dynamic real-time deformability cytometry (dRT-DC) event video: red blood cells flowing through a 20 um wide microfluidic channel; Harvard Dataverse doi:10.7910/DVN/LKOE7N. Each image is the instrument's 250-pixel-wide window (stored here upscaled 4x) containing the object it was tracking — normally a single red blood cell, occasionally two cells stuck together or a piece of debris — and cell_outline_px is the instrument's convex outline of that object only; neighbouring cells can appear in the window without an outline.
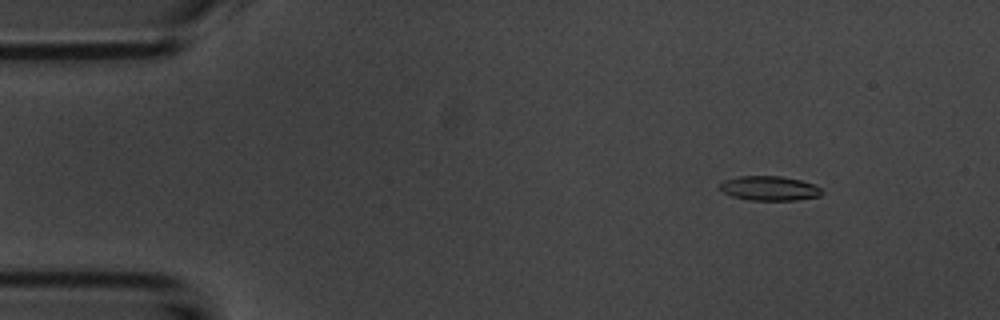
{"species": "common noctule bat (a hibernating species)", "species_latin": "Nyctalus noctula", "temperature_condition": "room temperature", "stored_images_in_passage": 9, "camera_frame_rate_fps": 3000, "um_per_image_px": 0.085, "animal": {"sex": "male", "body_mass_g": 20.1, "forearm_length_mm": 53.5}, "frame": {"image": 1, "passage_image": 1, "time_ms": 0.0, "image_size_px": [1000, 320], "cell_outline_px": [[824, 192], [820, 196], [796, 200], [752, 200], [732, 196], [724, 192], [720, 188], [720, 184], [724, 180], [740, 176], [780, 176], [800, 180], [812, 184], [820, 188]], "centroid_in_image_um": [65.42, 16.01], "position_along_channel_um": 19.6, "area_um2": 14.39}}